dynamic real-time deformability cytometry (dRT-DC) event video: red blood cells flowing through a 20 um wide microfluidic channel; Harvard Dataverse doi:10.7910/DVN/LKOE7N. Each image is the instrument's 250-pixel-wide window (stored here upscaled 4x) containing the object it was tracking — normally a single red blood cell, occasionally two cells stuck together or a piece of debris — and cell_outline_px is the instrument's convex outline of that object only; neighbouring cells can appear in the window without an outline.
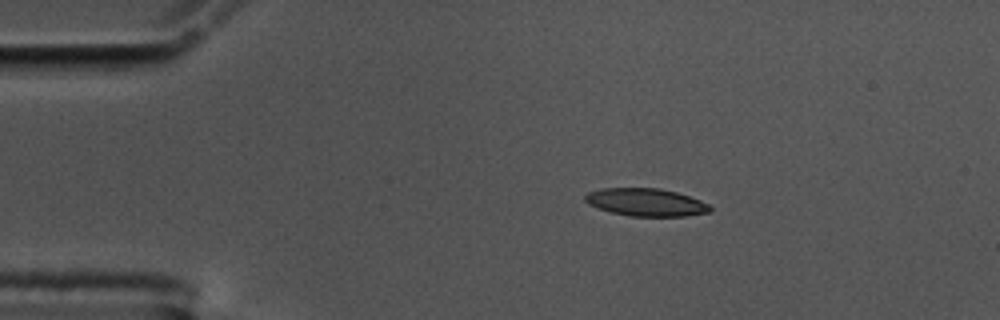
{"species": "common noctule bat (a hibernating species)", "species_latin": "Nyctalus noctula", "temperature_condition": "cold", "stored_images_in_passage": 20, "camera_frame_rate_fps": 3000, "um_per_image_px": 0.085, "animal": {"sex": "male", "body_mass_g": 17.5, "forearm_length_mm": 52.3}, "frame": {"image": 1, "passage_image": 1, "time_ms": 0.0, "image_size_px": [1000, 320], "cell_outline_px": [[712, 212], [684, 216], [628, 216], [612, 212], [588, 204], [584, 200], [584, 196], [588, 192], [600, 188], [660, 188], [676, 192], [700, 200], [708, 204], [712, 208]], "centroid_in_image_um": [54.91, 17.19], "position_along_channel_um": 30.1, "area_um2": 20.17}}
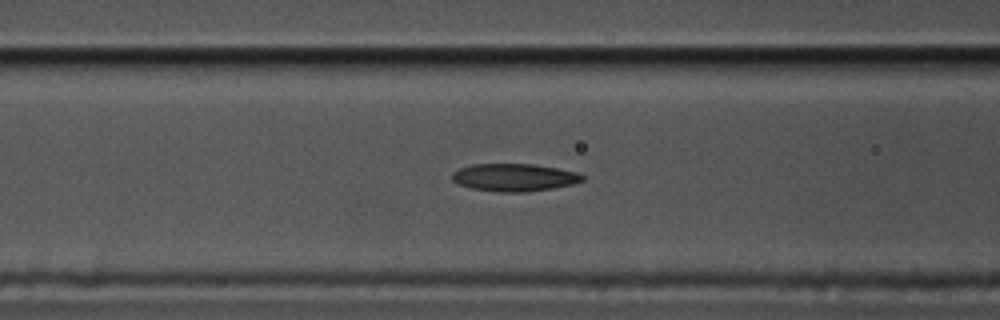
{"frame": {"image": 2, "passage_image": 13, "time_ms": 4.0, "image_size_px": [1000, 320], "cell_outline_px": [[584, 180], [572, 184], [552, 188], [528, 192], [496, 192], [472, 188], [460, 184], [452, 180], [452, 172], [460, 168], [472, 164], [532, 164], [580, 172], [584, 176]], "centroid_in_image_um": [43.73, 15.08], "position_along_channel_um": 122.9, "area_um2": 20.98}}